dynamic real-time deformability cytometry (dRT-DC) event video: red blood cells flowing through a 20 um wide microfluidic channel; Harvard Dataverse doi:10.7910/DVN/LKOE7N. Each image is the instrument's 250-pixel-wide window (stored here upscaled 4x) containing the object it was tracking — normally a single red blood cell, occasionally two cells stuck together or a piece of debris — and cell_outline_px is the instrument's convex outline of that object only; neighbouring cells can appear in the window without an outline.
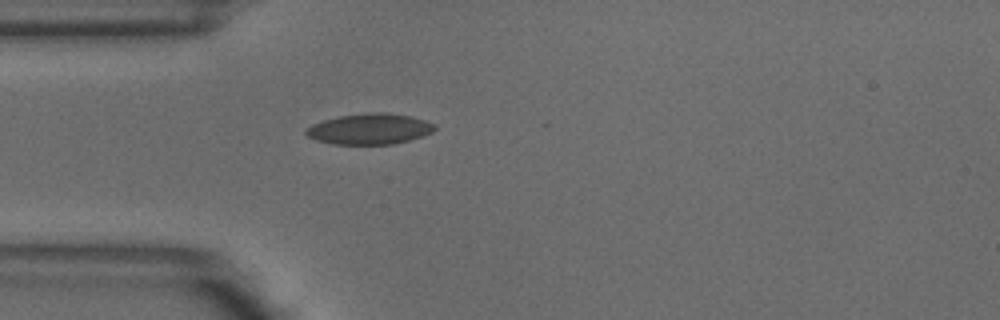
{"species": "common noctule bat (a hibernating species)", "species_latin": "Nyctalus noctula", "temperature_condition": "warm", "stored_images_in_passage": 1, "camera_frame_rate_fps": 3000, "um_per_image_px": 0.085, "animal": {"sex": "male", "body_mass_g": 18.8}, "frame": {"image": 1, "passage_image": 1, "time_ms": 0.0, "image_size_px": [1000, 320], "cell_outline_px": [[436, 128], [432, 132], [424, 136], [412, 140], [392, 144], [332, 144], [316, 140], [308, 136], [304, 132], [312, 124], [324, 120], [340, 116], [368, 112], [384, 112], [408, 116], [424, 120], [436, 124]], "centroid_in_image_um": [31.44, 10.97], "position_along_channel_um": 53.6, "area_um2": 23.06}}